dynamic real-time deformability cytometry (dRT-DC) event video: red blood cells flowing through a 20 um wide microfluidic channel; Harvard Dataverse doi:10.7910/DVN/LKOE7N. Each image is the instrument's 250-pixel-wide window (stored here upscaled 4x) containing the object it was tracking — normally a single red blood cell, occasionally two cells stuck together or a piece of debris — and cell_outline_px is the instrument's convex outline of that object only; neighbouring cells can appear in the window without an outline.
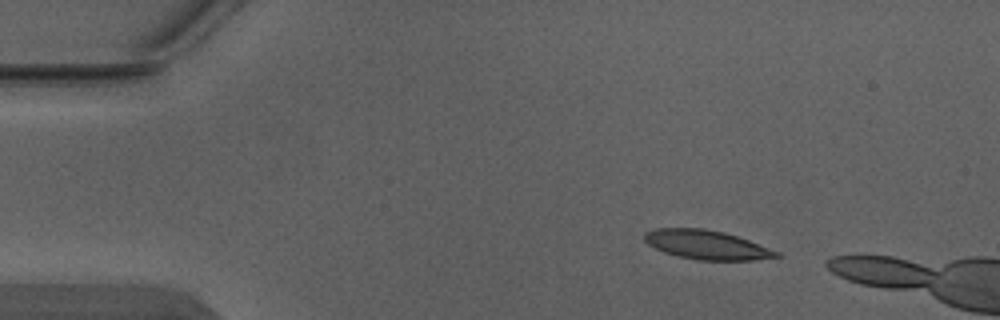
{"species": "Egyptian fruit bat (a non-hibernating species)", "species_latin": "Rousettus aegyptiacus", "temperature_condition": "warm", "stored_images_in_passage": 3, "camera_frame_rate_fps": 3000, "um_per_image_px": 0.085, "animal": {"sex": "male"}, "frame": {"image": 1, "passage_image": 1, "time_ms": 0.0, "image_size_px": [1000, 320], "cell_outline_px": [[784, 256], [756, 260], [696, 260], [664, 252], [648, 244], [644, 240], [644, 232], [656, 228], [704, 228], [724, 232], [748, 240], [780, 252]], "centroid_in_image_um": [60.08, 20.81], "position_along_channel_um": 24.9, "area_um2": 22.37}}